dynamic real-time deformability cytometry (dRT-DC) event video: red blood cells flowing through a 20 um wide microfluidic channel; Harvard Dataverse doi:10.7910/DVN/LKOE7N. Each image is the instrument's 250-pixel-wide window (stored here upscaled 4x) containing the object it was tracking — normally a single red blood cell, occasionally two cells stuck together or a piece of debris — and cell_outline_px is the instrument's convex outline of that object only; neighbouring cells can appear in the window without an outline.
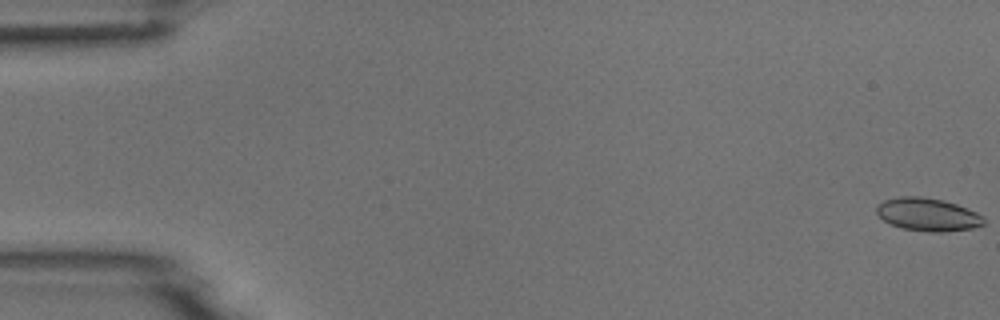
{"species": "common noctule bat (a hibernating species)", "species_latin": "Nyctalus noctula", "temperature_condition": "room temperature", "stored_images_in_passage": 5, "camera_frame_rate_fps": 3000, "um_per_image_px": 0.085, "animal": {"sex": "male", "body_mass_g": 18.8}, "frame": {"image": 1, "passage_image": 1, "time_ms": 0.0, "image_size_px": [1000, 320], "cell_outline_px": [[984, 224], [972, 228], [944, 232], [928, 232], [904, 228], [892, 224], [884, 220], [876, 212], [876, 208], [884, 200], [900, 196], [920, 196], [944, 200], [956, 204], [976, 212], [984, 216]], "centroid_in_image_um": [78.88, 18.23], "position_along_channel_um": 6.1, "area_um2": 20.46}}
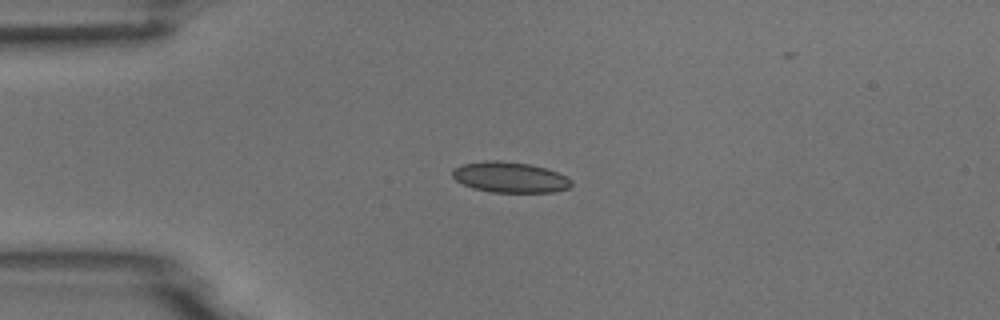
{"frame": {"image": 2, "passage_image": 5, "time_ms": 4.333, "image_size_px": [1000, 320], "cell_outline_px": [[572, 184], [568, 188], [552, 192], [492, 192], [472, 188], [456, 180], [452, 176], [452, 168], [464, 164], [484, 160], [500, 160], [528, 164], [544, 168], [556, 172], [572, 180]], "centroid_in_image_um": [43.31, 15.06], "position_along_channel_um": 41.7, "area_um2": 21.1}}